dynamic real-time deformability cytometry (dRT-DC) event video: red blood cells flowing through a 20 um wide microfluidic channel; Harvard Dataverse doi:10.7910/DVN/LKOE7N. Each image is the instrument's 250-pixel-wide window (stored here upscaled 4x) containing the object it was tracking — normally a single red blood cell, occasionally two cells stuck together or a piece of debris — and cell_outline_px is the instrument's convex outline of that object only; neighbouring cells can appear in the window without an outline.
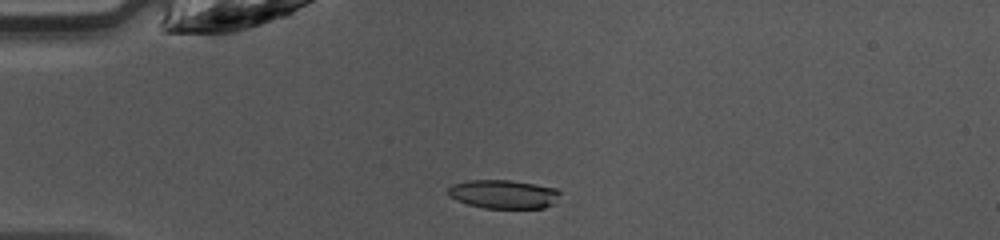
{"species": "common noctule bat (a hibernating species)", "species_latin": "Nyctalus noctula", "temperature_condition": "warm", "stored_images_in_passage": 47, "camera_frame_rate_fps": 3000, "um_per_image_px": 0.085, "animal": {"sex": "female", "body_mass_g": 10.0, "forearm_length_mm": 53.1}, "frame": {"image": 1, "passage_image": 12, "time_ms": 3.667, "image_size_px": [1000, 240], "cell_outline_px": [[560, 192], [556, 204], [544, 208], [484, 208], [468, 204], [456, 200], [448, 192], [448, 188], [452, 184], [468, 180], [512, 180], [536, 184], [556, 188]], "centroid_in_image_um": [42.84, 16.5], "position_along_channel_um": 42.2, "area_um2": 18.84}}
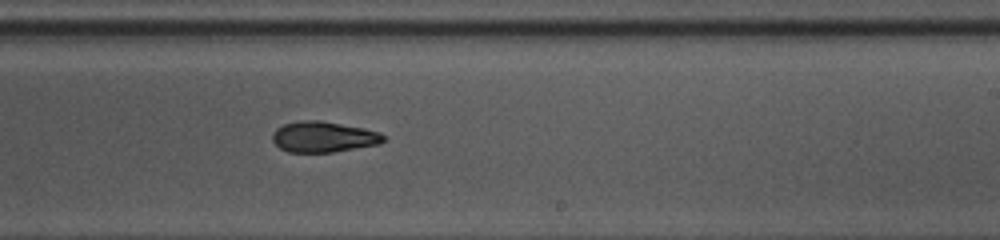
{"frame": {"image": 2, "passage_image": 29, "time_ms": 9.333, "image_size_px": [1000, 240], "cell_outline_px": [[384, 140], [380, 144], [332, 152], [288, 152], [280, 148], [272, 140], [272, 132], [276, 128], [284, 124], [300, 120], [320, 120], [364, 128], [380, 132], [384, 136]], "centroid_in_image_um": [27.47, 11.63], "position_along_channel_um": 261.5, "area_um2": 19.94}}
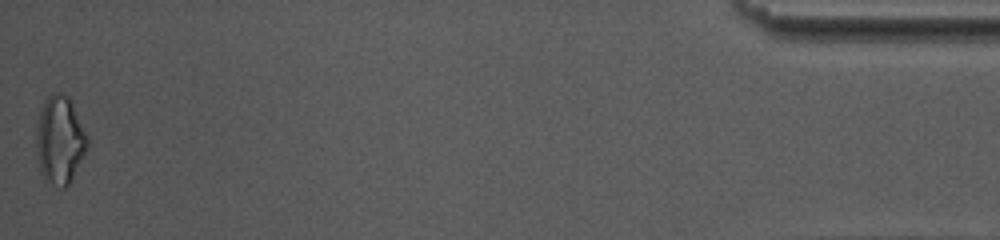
{"frame": {"image": 3, "passage_image": 47, "time_ms": 15.333, "image_size_px": [1000, 240], "cell_outline_px": [[88, 148], [68, 184], [64, 188], [60, 188], [52, 184], [40, 172], [36, 148], [36, 124], [44, 100], [52, 92], [60, 92], [68, 96], [88, 136]], "centroid_in_image_um": [5.07, 11.87], "position_along_channel_um": 430.1, "area_um2": 26.07}, "authors_computed_cell_mechanics": {"area_um2": 20.1722, "velocity_mm_per_s": 4.2707, "shape_relaxation_time_tau1_ms": 5.5143, "shape_relaxation_time_tau2_ms": 4.2202, "deformation_change_tau1": 0.1601, "deformation_change_tau2": 0.1221}}